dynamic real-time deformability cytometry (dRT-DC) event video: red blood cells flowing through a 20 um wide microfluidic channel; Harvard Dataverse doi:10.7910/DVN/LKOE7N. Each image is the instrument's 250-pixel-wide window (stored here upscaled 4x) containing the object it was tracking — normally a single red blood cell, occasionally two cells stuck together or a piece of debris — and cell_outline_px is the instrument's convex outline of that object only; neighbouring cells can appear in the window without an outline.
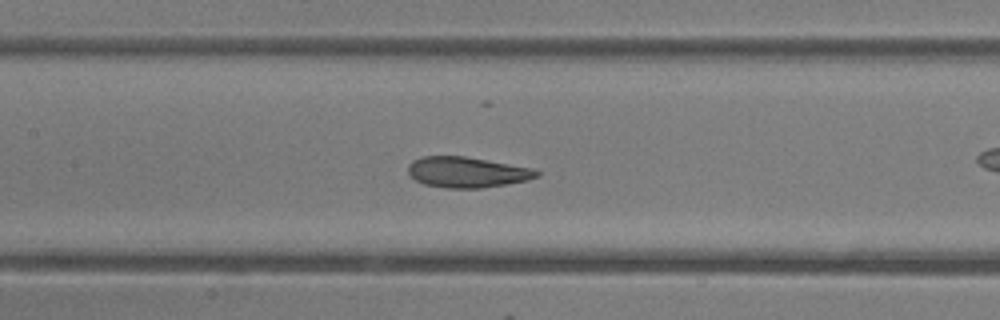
{"species": "common noctule bat (a hibernating species)", "species_latin": "Nyctalus noctula", "temperature_condition": "room temperature", "stored_images_in_passage": 49, "camera_frame_rate_fps": 3000, "um_per_image_px": 0.085, "animal": {"sex": "female"}, "frame": {"image": 1, "passage_image": 22, "time_ms": 7.0, "image_size_px": [1000, 320], "cell_outline_px": [[540, 176], [528, 180], [480, 188], [448, 188], [424, 184], [416, 180], [408, 172], [408, 164], [412, 160], [424, 156], [464, 156], [532, 168], [540, 172]], "centroid_in_image_um": [39.69, 14.63], "position_along_channel_um": 167.7, "area_um2": 22.77}}
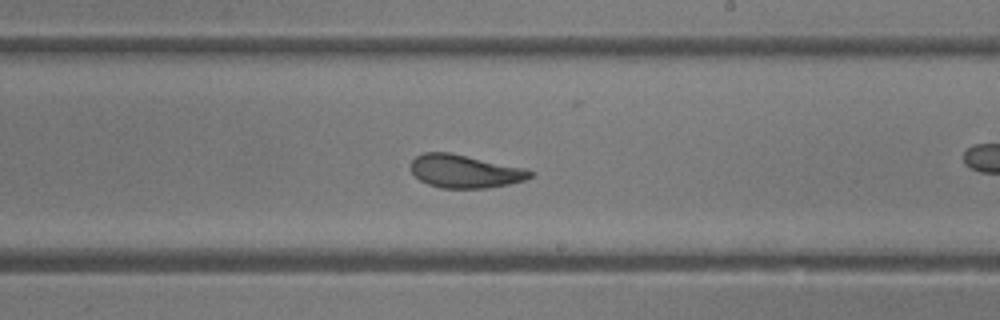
{"frame": {"image": 2, "passage_image": 28, "time_ms": 9.0, "image_size_px": [1000, 320], "cell_outline_px": [[536, 172], [532, 176], [524, 180], [508, 184], [488, 188], [440, 188], [428, 184], [420, 180], [412, 172], [408, 164], [416, 156], [424, 152], [448, 152], [524, 168]], "centroid_in_image_um": [39.48, 14.56], "position_along_channel_um": 249.5, "area_um2": 23.0}}
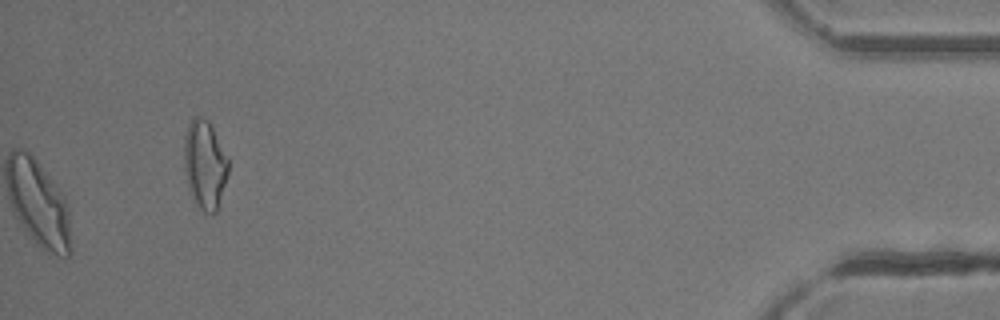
{"frame": {"image": 3, "passage_image": 49, "time_ms": 16.0, "image_size_px": [1000, 320], "cell_outline_px": [[228, 172], [216, 212], [204, 212], [192, 200], [188, 188], [184, 168], [184, 136], [188, 124], [196, 116], [200, 116], [208, 120], [228, 160]], "centroid_in_image_um": [17.37, 13.99], "position_along_channel_um": 417.8, "area_um2": 22.54}, "authors_computed_cell_mechanics": {"area_um2": 24.9118, "velocity_mm_per_s": 4.1138, "shape_relaxation_time_tau1_ms": 2.8729, "shape_relaxation_time_tau2_ms": 1.3713, "deformation_change_tau1": 0.1248, "deformation_change_tau2": 0.0723}}